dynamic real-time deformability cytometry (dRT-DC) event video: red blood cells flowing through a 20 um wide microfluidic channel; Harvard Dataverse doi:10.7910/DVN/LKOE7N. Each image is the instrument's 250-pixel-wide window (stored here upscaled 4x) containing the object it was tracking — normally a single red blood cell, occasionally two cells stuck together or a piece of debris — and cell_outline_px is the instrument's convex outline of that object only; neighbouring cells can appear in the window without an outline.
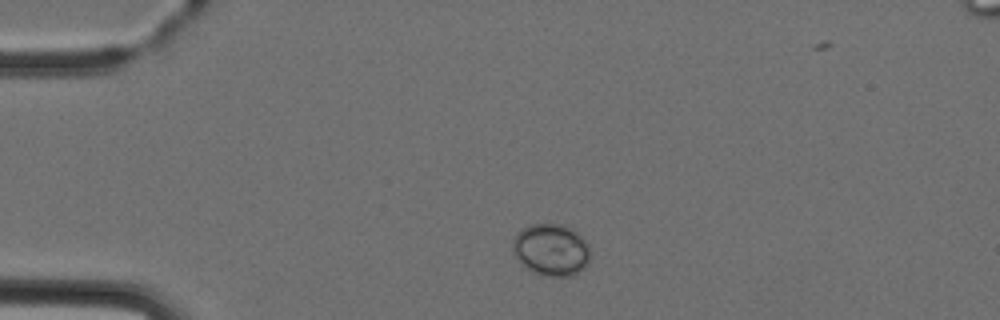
{"species": "Egyptian fruit bat (a non-hibernating species)", "species_latin": "Rousettus aegyptiacus", "temperature_condition": "cold", "stored_images_in_passage": 4, "camera_frame_rate_fps": 3000, "um_per_image_px": 0.085, "animal": {"sex": "female"}, "frame": {"image": 1, "passage_image": 2, "time_ms": 1.333, "image_size_px": [1000, 320], "cell_outline_px": [[592, 252], [588, 264], [580, 272], [572, 276], [544, 276], [532, 272], [520, 264], [512, 248], [512, 240], [516, 232], [532, 224], [564, 224], [572, 228], [588, 244]], "centroid_in_image_um": [46.86, 21.24], "position_along_channel_um": 38.1, "area_um2": 23.93}}
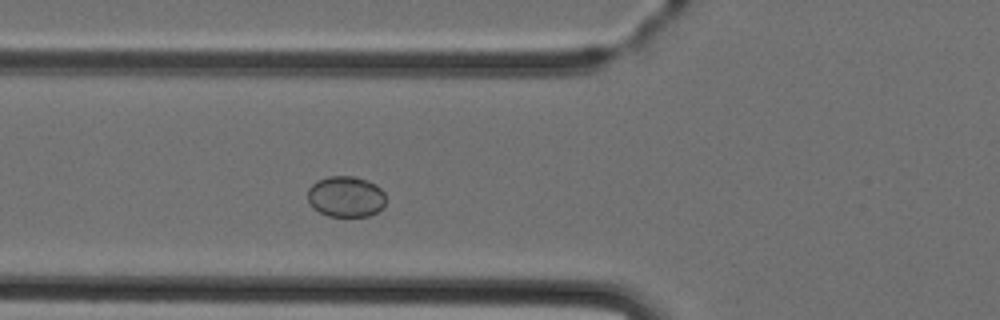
{"frame": {"image": 2, "passage_image": 4, "time_ms": 3.667, "image_size_px": [1000, 320], "cell_outline_px": [[384, 208], [368, 216], [328, 216], [312, 208], [308, 200], [308, 188], [316, 180], [328, 176], [352, 176], [368, 180], [376, 184], [384, 192]], "centroid_in_image_um": [29.38, 16.7], "position_along_channel_um": 96.4, "area_um2": 18.79}}